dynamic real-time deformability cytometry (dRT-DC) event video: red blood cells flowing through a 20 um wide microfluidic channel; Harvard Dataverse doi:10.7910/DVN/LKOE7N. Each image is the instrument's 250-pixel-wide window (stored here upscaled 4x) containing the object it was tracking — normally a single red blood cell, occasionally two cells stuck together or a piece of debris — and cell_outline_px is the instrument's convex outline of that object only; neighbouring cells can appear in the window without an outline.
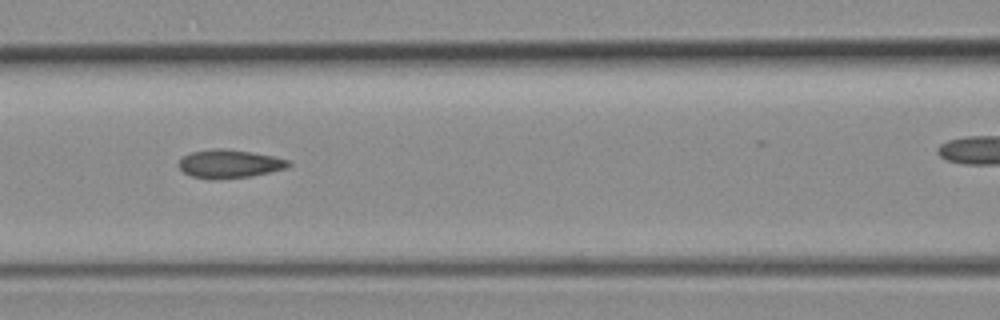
{"species": "common noctule bat (a hibernating species)", "species_latin": "Nyctalus noctula", "temperature_condition": "room temperature", "stored_images_in_passage": 10, "camera_frame_rate_fps": 3000, "um_per_image_px": 0.085, "animal": {"sex": "female", "body_mass_g": 19.3, "forearm_length_mm": 54.1}, "frame": {"image": 1, "passage_image": 7, "time_ms": 2.0, "image_size_px": [1000, 320], "cell_outline_px": [[292, 164], [288, 168], [252, 176], [212, 180], [192, 176], [184, 172], [176, 164], [184, 156], [192, 152], [212, 148], [228, 148], [252, 152], [272, 156], [288, 160]], "centroid_in_image_um": [19.5, 13.92], "position_along_channel_um": 147.1, "area_um2": 18.32}}